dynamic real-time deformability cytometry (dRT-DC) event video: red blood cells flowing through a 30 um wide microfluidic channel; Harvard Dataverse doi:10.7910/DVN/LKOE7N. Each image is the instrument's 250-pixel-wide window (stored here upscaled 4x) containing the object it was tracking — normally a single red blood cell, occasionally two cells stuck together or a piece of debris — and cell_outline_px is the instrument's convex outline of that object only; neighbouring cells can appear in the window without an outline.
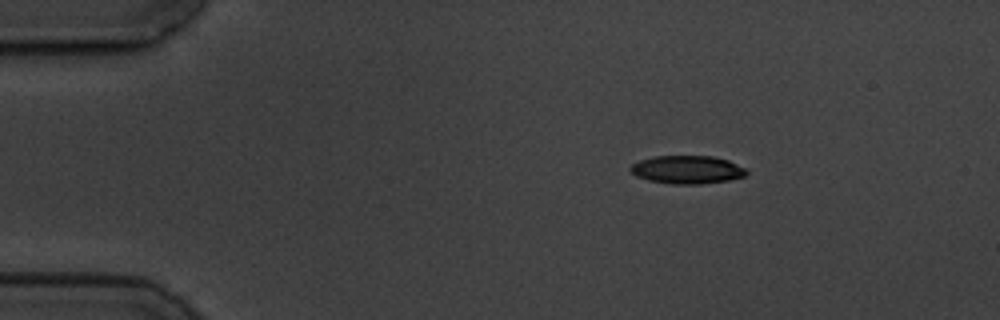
{"species": "common noctule bat (a hibernating species)", "species_latin": "Nyctalus noctula", "temperature_condition": "cold", "stored_images_in_passage": 4, "camera_frame_rate_fps": 3000, "um_per_image_px": 0.085, "animal": {"sex": "male", "body_mass_g": 19.5, "forearm_length_mm": 54.6}, "frame": {"image": 1, "passage_image": 1, "time_ms": 0.0, "image_size_px": [1000, 320], "cell_outline_px": [[748, 172], [744, 176], [728, 180], [700, 184], [672, 184], [648, 180], [636, 176], [628, 168], [632, 164], [640, 160], [656, 156], [712, 156], [728, 160], [748, 168]], "centroid_in_image_um": [58.43, 14.42], "position_along_channel_um": 26.6, "area_um2": 19.07}}
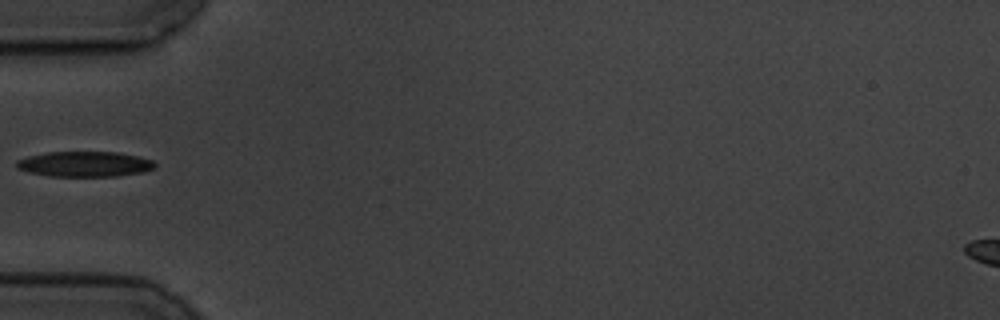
{"frame": {"image": 2, "passage_image": 4, "time_ms": 3.333, "image_size_px": [1000, 320], "cell_outline_px": [[156, 168], [144, 172], [116, 176], [48, 176], [28, 172], [16, 168], [16, 160], [28, 156], [48, 152], [116, 152], [136, 156], [152, 160], [156, 164]], "centroid_in_image_um": [7.19, 13.95], "position_along_channel_um": 77.8, "area_um2": 20.46}}